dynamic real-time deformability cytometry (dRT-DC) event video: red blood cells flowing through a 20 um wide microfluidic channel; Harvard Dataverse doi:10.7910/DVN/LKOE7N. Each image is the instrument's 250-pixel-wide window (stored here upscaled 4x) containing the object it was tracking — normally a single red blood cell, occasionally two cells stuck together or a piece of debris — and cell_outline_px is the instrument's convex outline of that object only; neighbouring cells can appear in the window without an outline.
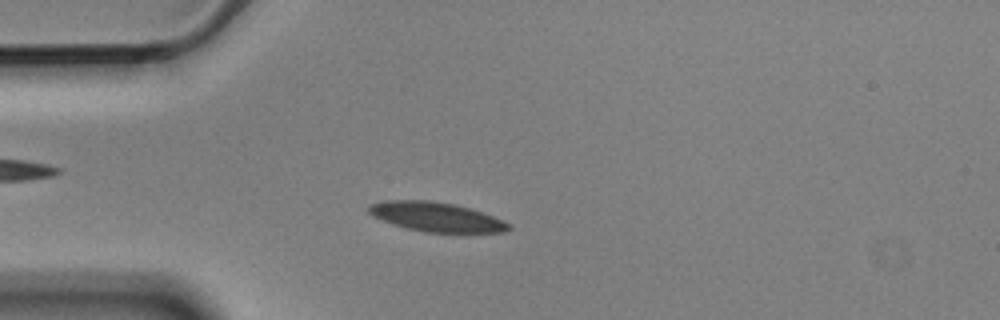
{"species": "Egyptian fruit bat (a non-hibernating species)", "species_latin": "Rousettus aegyptiacus", "temperature_condition": "cold", "stored_images_in_passage": 8, "camera_frame_rate_fps": 3000, "um_per_image_px": 0.085, "animal": {"sex": "male"}, "frame": {"image": 1, "passage_image": 6, "time_ms": 1.667, "image_size_px": [1000, 320], "cell_outline_px": [[512, 228], [504, 232], [424, 232], [392, 224], [372, 216], [368, 212], [368, 204], [384, 200], [428, 200], [452, 204], [468, 208], [492, 216], [512, 224]], "centroid_in_image_um": [37.03, 18.43], "position_along_channel_um": 48.0, "area_um2": 23.76}}
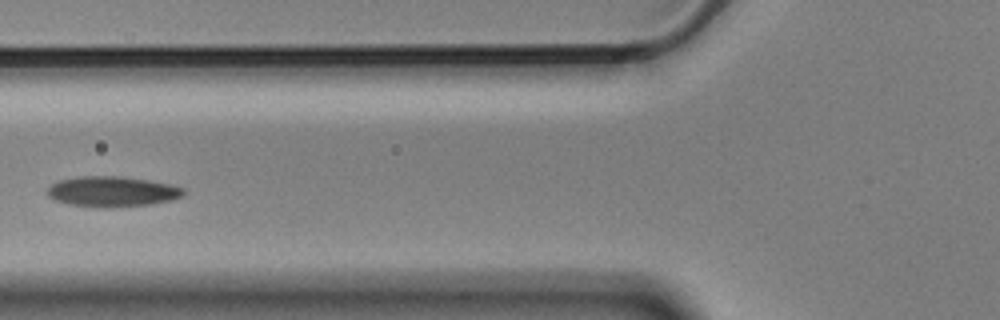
{"frame": {"image": 2, "passage_image": 8, "time_ms": 2.333, "image_size_px": [1000, 320], "cell_outline_px": [[184, 196], [172, 200], [152, 204], [108, 208], [104, 208], [72, 204], [56, 200], [48, 196], [44, 192], [52, 184], [60, 180], [76, 176], [120, 176], [148, 180], [172, 184], [184, 188]], "centroid_in_image_um": [9.56, 16.28], "position_along_channel_um": 116.2, "area_um2": 24.28}}